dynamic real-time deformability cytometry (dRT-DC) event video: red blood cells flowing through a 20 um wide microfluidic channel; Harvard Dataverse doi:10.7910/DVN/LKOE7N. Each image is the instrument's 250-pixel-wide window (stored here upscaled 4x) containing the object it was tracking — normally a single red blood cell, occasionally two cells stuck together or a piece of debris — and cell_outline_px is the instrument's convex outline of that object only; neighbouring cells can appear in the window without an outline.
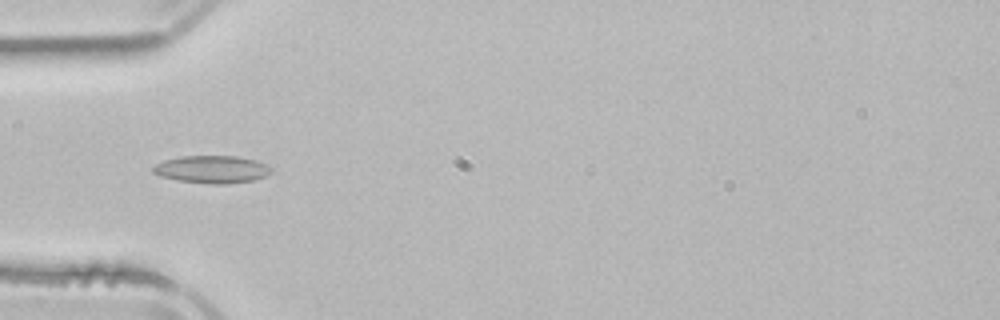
{"species": "common noctule bat (a hibernating species)", "species_latin": "Nyctalus noctula", "temperature_condition": "room temperature", "stored_images_in_passage": 3, "camera_frame_rate_fps": 3000, "um_per_image_px": 0.085, "animal": {"sex": "male", "body_mass_g": 21.5, "forearm_length_mm": 52.0}, "frame": {"image": 1, "passage_image": 1, "time_ms": 0.0, "image_size_px": [1000, 320], "cell_outline_px": [[272, 172], [264, 176], [252, 180], [228, 184], [212, 184], [176, 180], [160, 176], [152, 172], [152, 168], [156, 164], [164, 160], [180, 156], [236, 156], [256, 160], [268, 164], [272, 168]], "centroid_in_image_um": [18.02, 14.39], "position_along_channel_um": 67.0, "area_um2": 19.07}}
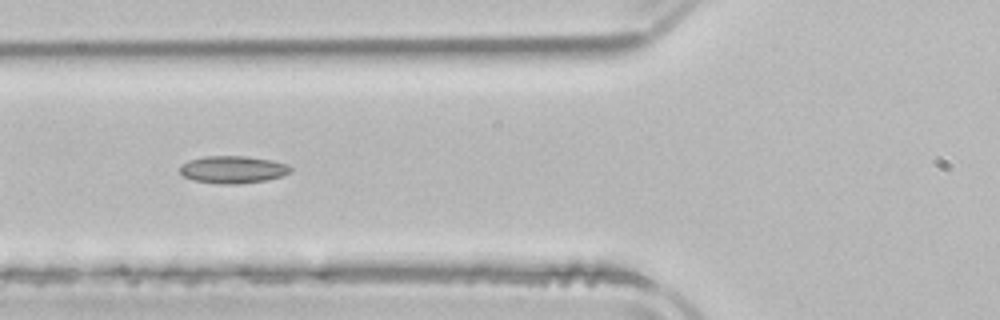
{"frame": {"image": 2, "passage_image": 2, "time_ms": 1.0, "image_size_px": [1000, 320], "cell_outline_px": [[292, 172], [268, 180], [236, 184], [220, 184], [192, 180], [184, 176], [180, 172], [180, 164], [188, 160], [204, 156], [248, 156], [272, 160], [288, 164], [292, 168]], "centroid_in_image_um": [19.8, 14.4], "position_along_channel_um": 106.0, "area_um2": 17.86}}
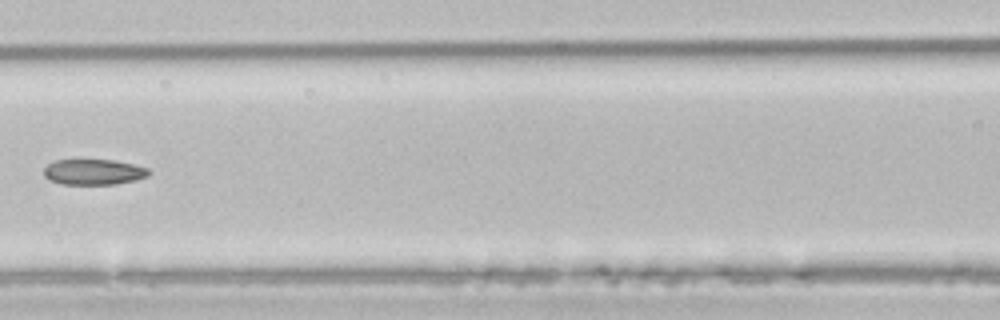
{"frame": {"image": 3, "passage_image": 3, "time_ms": 2.333, "image_size_px": [1000, 320], "cell_outline_px": [[152, 172], [148, 176], [136, 180], [116, 184], [64, 184], [48, 180], [44, 176], [44, 168], [52, 160], [112, 160], [132, 164], [148, 168]], "centroid_in_image_um": [7.96, 14.62], "position_along_channel_um": 158.6, "area_um2": 15.72}}